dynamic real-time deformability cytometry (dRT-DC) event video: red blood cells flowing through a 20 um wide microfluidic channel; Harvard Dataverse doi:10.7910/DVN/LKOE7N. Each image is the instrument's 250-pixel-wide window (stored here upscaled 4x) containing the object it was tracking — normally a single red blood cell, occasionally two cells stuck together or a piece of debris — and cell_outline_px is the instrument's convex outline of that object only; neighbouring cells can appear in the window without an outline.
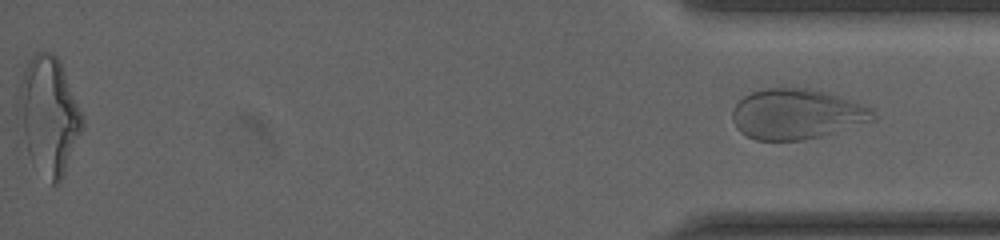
{"species": "human", "species_latin": "Homo sapiens", "temperature_condition": "cold", "stored_images_in_passage": 40, "segment_of_instrument_passage": [2, 2], "camera_frame_rate_fps": 3000, "um_per_image_px": 0.085, "donor": {"sex": "male"}, "frame": {"image": 1, "passage_image": 40, "time_ms": 13.0, "image_size_px": [1000, 240], "cell_outline_px": [[876, 120], [820, 136], [800, 140], [756, 140], [740, 132], [736, 128], [732, 120], [732, 108], [744, 96], [752, 92], [780, 84], [804, 88], [824, 92], [872, 108], [876, 116]], "centroid_in_image_um": [67.67, 9.67], "position_along_channel_um": 367.5, "area_um2": 41.38}}